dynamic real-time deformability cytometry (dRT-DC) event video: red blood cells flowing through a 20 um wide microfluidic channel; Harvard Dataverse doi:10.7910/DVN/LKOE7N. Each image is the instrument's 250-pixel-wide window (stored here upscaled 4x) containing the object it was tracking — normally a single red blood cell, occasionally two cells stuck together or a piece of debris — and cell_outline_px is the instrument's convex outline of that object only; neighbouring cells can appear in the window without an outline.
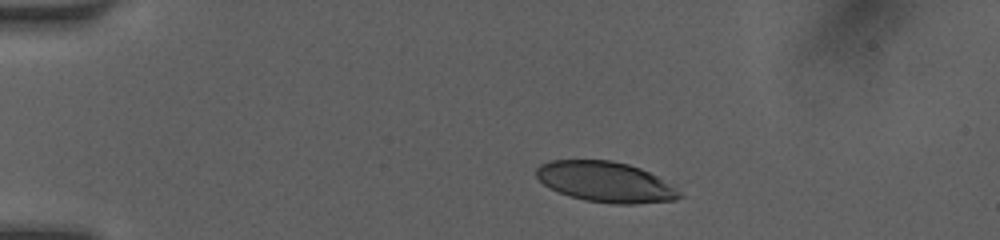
{"species": "human", "species_latin": "Homo sapiens", "temperature_condition": "room temperature", "stored_images_in_passage": 40, "camera_frame_rate_fps": 3000, "um_per_image_px": 0.085, "donor": {"sex": "female"}, "frame": {"image": 1, "passage_image": 1, "time_ms": 0.0, "image_size_px": [1000, 240], "cell_outline_px": [[684, 196], [676, 200], [632, 204], [612, 204], [584, 200], [560, 192], [544, 184], [536, 176], [536, 168], [540, 164], [552, 160], [612, 160], [628, 164], [640, 168], [656, 176], [680, 192]], "centroid_in_image_um": [51.46, 15.46], "position_along_channel_um": 33.5, "area_um2": 33.41}}
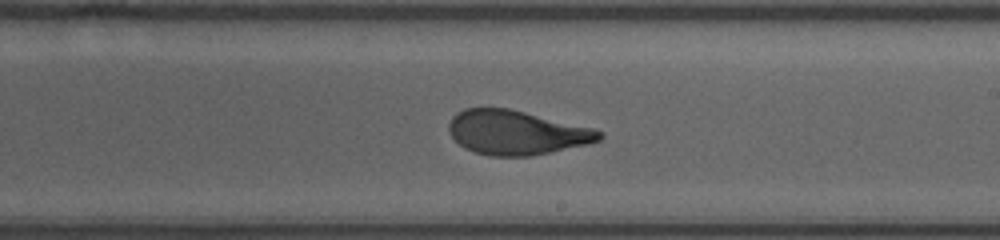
{"frame": {"image": 2, "passage_image": 21, "time_ms": 6.667, "image_size_px": [1000, 240], "cell_outline_px": [[604, 136], [600, 140], [588, 144], [528, 156], [488, 156], [464, 148], [452, 136], [448, 128], [448, 124], [452, 116], [456, 112], [464, 108], [508, 108], [592, 128], [600, 132]], "centroid_in_image_um": [43.85, 11.26], "position_along_channel_um": 245.1, "area_um2": 38.44}}
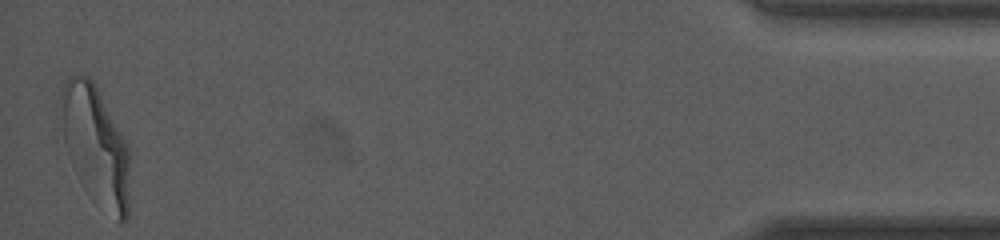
{"frame": {"image": 3, "passage_image": 40, "time_ms": 13.0, "image_size_px": [1000, 240], "cell_outline_px": [[128, 216], [124, 224], [120, 224], [64, 140], [56, 108], [56, 100], [60, 88], [64, 80], [68, 76], [80, 72], [88, 76], [96, 84], [128, 144]], "centroid_in_image_um": [8.11, 11.93], "position_along_channel_um": 427.1, "area_um2": 44.56}, "authors_computed_cell_mechanics": {"area_um2": 39.4774, "velocity_mm_per_s": 4.1372, "shape_relaxation_time_tau1_ms": 4.92, "shape_relaxation_time_tau2_ms": 0.9471, "deformation_change_tau1": 0.2153, "deformation_change_tau2": 0.0856}}